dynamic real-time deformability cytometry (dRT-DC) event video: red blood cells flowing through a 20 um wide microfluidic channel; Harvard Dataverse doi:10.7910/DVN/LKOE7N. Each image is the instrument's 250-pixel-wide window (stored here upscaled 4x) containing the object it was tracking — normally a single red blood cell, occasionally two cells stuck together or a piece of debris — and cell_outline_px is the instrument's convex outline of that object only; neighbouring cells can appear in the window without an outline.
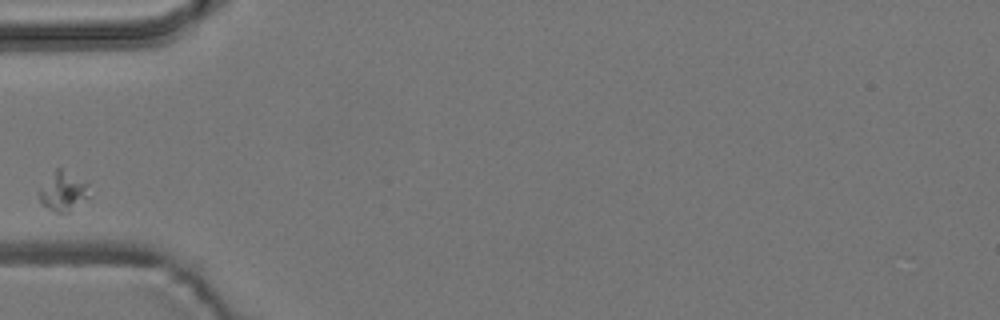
{"species": "common noctule bat (a hibernating species)", "species_latin": "Nyctalus noctula", "temperature_condition": "room temperature", "stored_images_in_passage": 1, "camera_frame_rate_fps": 3000, "um_per_image_px": 0.085, "animal": {"sex": "male", "body_mass_g": 19.2, "forearm_length_mm": 51.8}, "frame": {"image": 1, "passage_image": 1, "time_ms": 0.0, "image_size_px": [1000, 320], "cell_outline_px": [[88, 196], [68, 212], [56, 212], [40, 204], [40, 192], [56, 168], [60, 168], [88, 184]], "centroid_in_image_um": [5.37, 16.3], "position_along_channel_um": 79.6, "area_um2": 10.64}}